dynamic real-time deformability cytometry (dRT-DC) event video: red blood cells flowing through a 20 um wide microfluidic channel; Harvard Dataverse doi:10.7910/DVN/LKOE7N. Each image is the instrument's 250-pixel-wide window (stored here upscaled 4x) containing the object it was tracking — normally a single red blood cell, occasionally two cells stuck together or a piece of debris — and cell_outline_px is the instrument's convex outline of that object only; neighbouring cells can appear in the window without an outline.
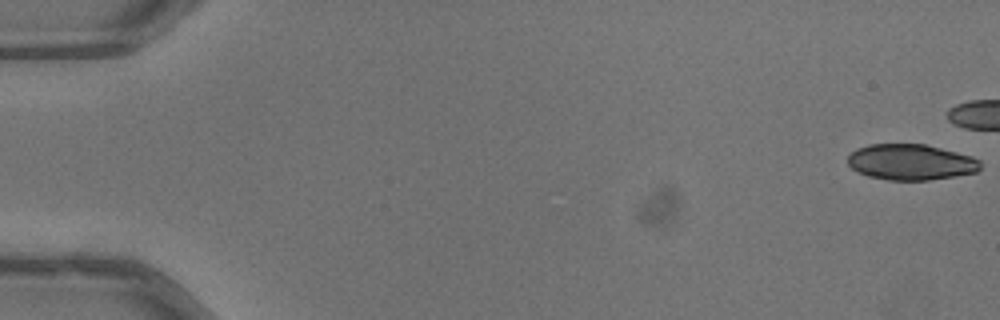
{"species": "common noctule bat (a hibernating species)", "species_latin": "Nyctalus noctula", "temperature_condition": "warm", "stored_images_in_passage": 20, "camera_frame_rate_fps": 3000, "um_per_image_px": 0.085, "animal": {"sex": "male", "body_mass_g": 13.3}, "frame": {"image": 1, "passage_image": 1, "time_ms": 0.0, "image_size_px": [1000, 320], "cell_outline_px": [[980, 168], [976, 172], [956, 176], [928, 180], [888, 180], [868, 176], [852, 168], [848, 164], [848, 156], [856, 148], [868, 144], [924, 144], [972, 156], [980, 160]], "centroid_in_image_um": [77.42, 13.78], "position_along_channel_um": 7.6, "area_um2": 27.63}}